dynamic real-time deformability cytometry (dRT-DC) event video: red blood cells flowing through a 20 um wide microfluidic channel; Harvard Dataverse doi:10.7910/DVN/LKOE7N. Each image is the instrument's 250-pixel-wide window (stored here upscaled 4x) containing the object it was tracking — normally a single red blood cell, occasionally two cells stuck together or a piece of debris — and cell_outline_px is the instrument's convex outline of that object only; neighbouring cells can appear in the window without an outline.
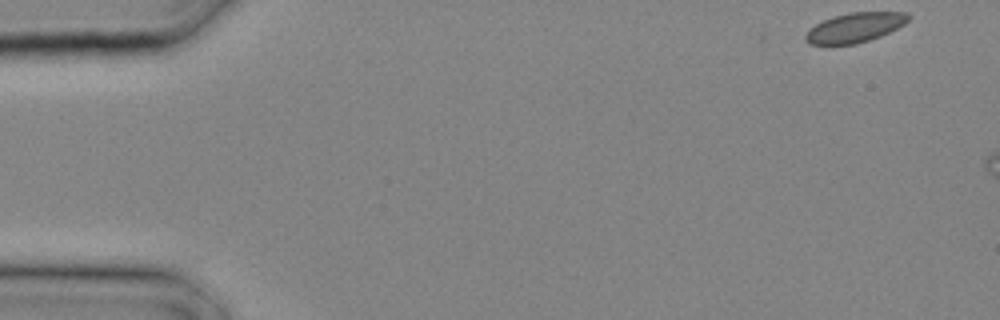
{"species": "common noctule bat (a hibernating species)", "species_latin": "Nyctalus noctula", "temperature_condition": "cold", "stored_images_in_passage": 4, "camera_frame_rate_fps": 3000, "um_per_image_px": 0.085, "animal": {"sex": "male", "body_mass_g": 20.4}, "frame": {"image": 1, "passage_image": 1, "time_ms": 0.0, "image_size_px": [1000, 320], "cell_outline_px": [[912, 16], [904, 24], [880, 36], [856, 44], [808, 44], [804, 40], [804, 36], [816, 24], [824, 20], [836, 16], [852, 12], [908, 12]], "centroid_in_image_um": [72.69, 2.34], "position_along_channel_um": 12.3, "area_um2": 17.46}}